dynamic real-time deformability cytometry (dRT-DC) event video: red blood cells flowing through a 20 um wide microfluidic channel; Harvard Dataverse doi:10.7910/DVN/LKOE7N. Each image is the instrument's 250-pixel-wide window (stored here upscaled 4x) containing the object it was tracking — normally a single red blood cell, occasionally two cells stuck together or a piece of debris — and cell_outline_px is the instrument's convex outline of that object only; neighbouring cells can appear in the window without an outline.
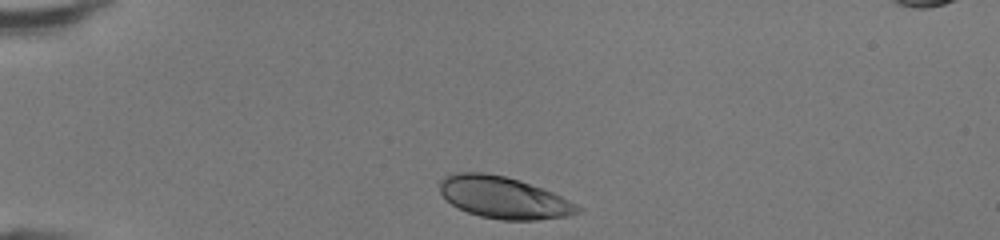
{"species": "human", "species_latin": "Homo sapiens", "temperature_condition": "room temperature", "stored_images_in_passage": 30, "camera_frame_rate_fps": 3000, "um_per_image_px": 0.085, "donor": {"sex": "female"}, "frame": {"image": 1, "passage_image": 1, "time_ms": 0.0, "image_size_px": [1000, 240], "cell_outline_px": [[584, 208], [580, 212], [568, 216], [536, 220], [500, 220], [480, 216], [468, 212], [452, 204], [440, 192], [440, 180], [444, 176], [456, 172], [484, 172], [504, 176], [520, 180], [552, 192]], "centroid_in_image_um": [42.82, 16.79], "position_along_channel_um": 42.2, "area_um2": 33.52}}
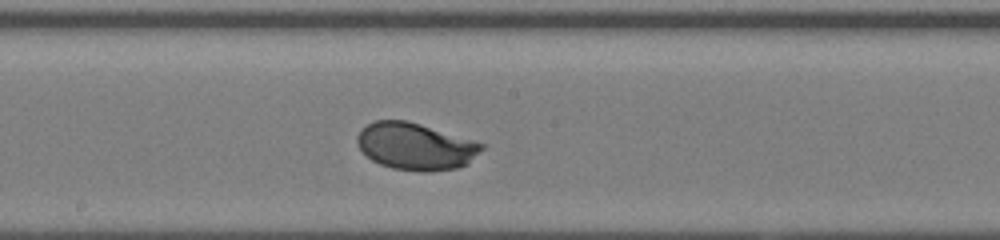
{"frame": {"image": 2, "passage_image": 16, "time_ms": 5.0, "image_size_px": [1000, 240], "cell_outline_px": [[484, 148], [468, 164], [456, 168], [424, 172], [420, 172], [392, 168], [380, 164], [372, 160], [356, 144], [356, 136], [368, 124], [376, 120], [408, 120], [472, 140], [484, 144]], "centroid_in_image_um": [35.32, 12.44], "position_along_channel_um": 212.9, "area_um2": 33.93}}
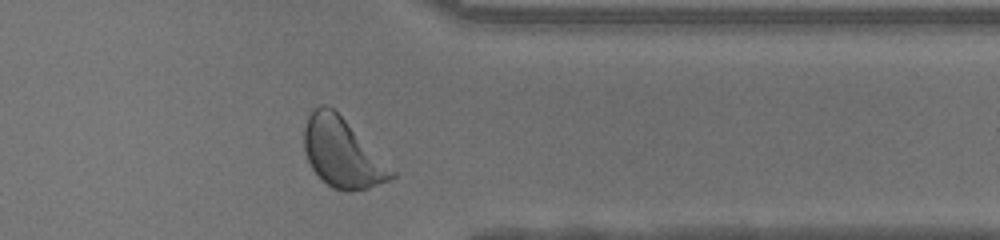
{"frame": {"image": 3, "passage_image": 28, "time_ms": 9.0, "image_size_px": [1000, 240], "cell_outline_px": [[396, 176], [388, 180], [368, 188], [348, 192], [332, 188], [312, 168], [308, 160], [304, 148], [304, 128], [308, 116], [320, 104], [324, 104], [332, 108], [396, 172]], "centroid_in_image_um": [29.08, 13.02], "position_along_channel_um": 382.3, "area_um2": 34.28}, "authors_computed_cell_mechanics": {"area_um2": 33.3506, "velocity_mm_per_s": 4.3126, "shape_relaxation_time_tau1_ms": 2.1111, "shape_relaxation_time_tau2_ms": null, "deformation_change_tau1": 0.1419, "deformation_change_tau2": null}}